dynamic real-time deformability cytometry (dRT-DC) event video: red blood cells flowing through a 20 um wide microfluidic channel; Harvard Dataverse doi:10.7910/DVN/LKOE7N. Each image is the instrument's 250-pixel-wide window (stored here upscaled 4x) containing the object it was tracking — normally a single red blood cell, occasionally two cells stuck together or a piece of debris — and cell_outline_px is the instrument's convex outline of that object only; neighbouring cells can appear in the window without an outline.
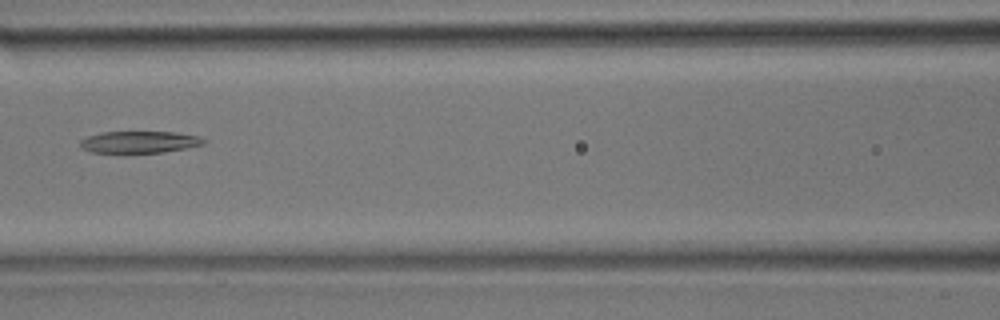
{"species": "common noctule bat (a hibernating species)", "species_latin": "Nyctalus noctula", "temperature_condition": "room temperature", "stored_images_in_passage": 31, "camera_frame_rate_fps": 3000, "um_per_image_px": 0.085, "animal": {"sex": "male", "body_mass_g": 17.9}, "frame": {"image": 1, "passage_image": 9, "time_ms": 2.667, "image_size_px": [1000, 320], "cell_outline_px": [[204, 144], [164, 152], [92, 152], [80, 148], [80, 140], [88, 136], [104, 132], [172, 132], [200, 136], [204, 140]], "centroid_in_image_um": [11.82, 12.07], "position_along_channel_um": 154.8, "area_um2": 15.43}}
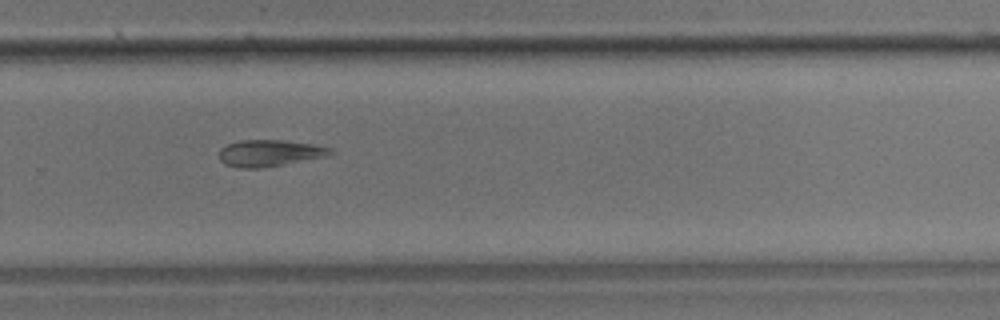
{"frame": {"image": 2, "passage_image": 18, "time_ms": 5.667, "image_size_px": [1000, 320], "cell_outline_px": [[336, 152], [332, 156], [260, 168], [240, 168], [224, 164], [220, 160], [220, 148], [228, 144], [240, 140], [284, 140], [312, 144], [332, 148]], "centroid_in_image_um": [22.98, 13.01], "position_along_channel_um": 306.8, "area_um2": 17.46}}
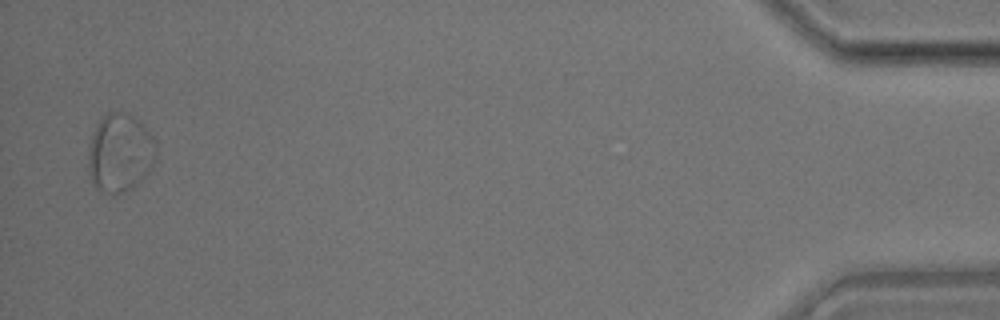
{"frame": {"image": 3, "passage_image": 30, "time_ms": 9.667, "image_size_px": [1000, 320], "cell_outline_px": [[156, 160], [144, 176], [132, 188], [124, 192], [112, 196], [104, 192], [92, 180], [88, 164], [88, 148], [96, 124], [108, 112], [128, 112], [140, 120], [156, 144]], "centroid_in_image_um": [10.2, 12.98], "position_along_channel_um": 425.0, "area_um2": 30.87}}